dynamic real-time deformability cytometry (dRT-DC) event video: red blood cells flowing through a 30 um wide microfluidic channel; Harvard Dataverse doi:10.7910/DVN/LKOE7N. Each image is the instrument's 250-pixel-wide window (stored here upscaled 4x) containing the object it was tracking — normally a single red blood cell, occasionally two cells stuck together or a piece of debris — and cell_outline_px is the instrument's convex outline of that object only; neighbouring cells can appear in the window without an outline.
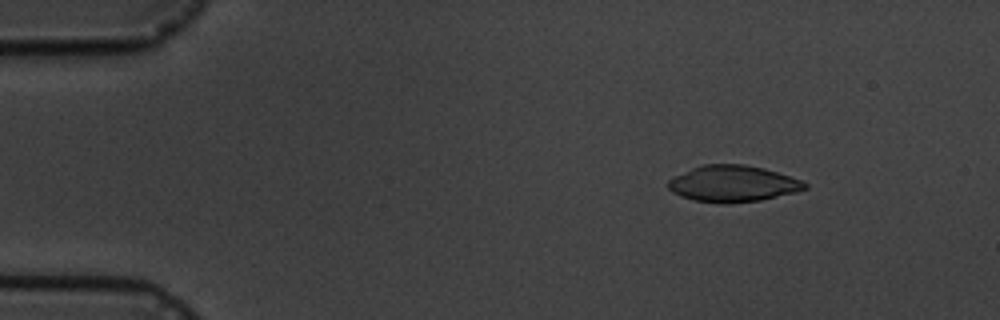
{"species": "common noctule bat (a hibernating species)", "species_latin": "Nyctalus noctula", "temperature_condition": "cold", "stored_images_in_passage": 4, "camera_frame_rate_fps": 3000, "um_per_image_px": 0.085, "animal": {"sex": "male", "body_mass_g": 19.5, "forearm_length_mm": 54.6}, "frame": {"image": 1, "passage_image": 1, "time_ms": 0.0, "image_size_px": [1000, 320], "cell_outline_px": [[808, 188], [796, 192], [760, 200], [728, 204], [724, 204], [692, 200], [680, 196], [672, 192], [668, 188], [668, 180], [692, 168], [704, 164], [744, 164], [764, 168], [804, 180], [808, 184]], "centroid_in_image_um": [62.32, 15.62], "position_along_channel_um": 22.7, "area_um2": 29.13}}